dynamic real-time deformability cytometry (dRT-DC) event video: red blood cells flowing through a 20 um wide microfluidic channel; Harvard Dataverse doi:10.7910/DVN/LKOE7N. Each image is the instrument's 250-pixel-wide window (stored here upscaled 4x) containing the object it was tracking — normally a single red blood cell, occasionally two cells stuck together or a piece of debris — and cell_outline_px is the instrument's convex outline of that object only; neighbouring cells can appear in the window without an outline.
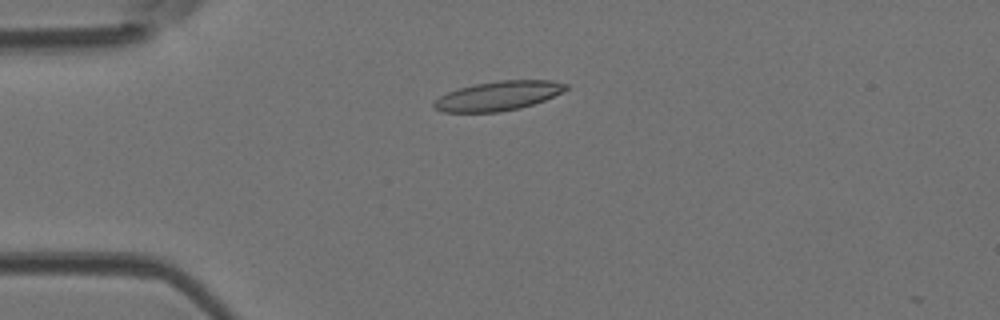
{"species": "Egyptian fruit bat (a non-hibernating species)", "species_latin": "Rousettus aegyptiacus", "temperature_condition": "room temperature", "stored_images_in_passage": 3, "camera_frame_rate_fps": 3000, "um_per_image_px": 0.085, "animal": {"sex": "female"}, "frame": {"image": 1, "passage_image": 2, "time_ms": 0.333, "image_size_px": [1000, 320], "cell_outline_px": [[568, 88], [564, 92], [544, 100], [520, 108], [500, 112], [444, 112], [436, 108], [432, 104], [440, 96], [448, 92], [460, 88], [476, 84], [500, 80], [552, 80], [568, 84]], "centroid_in_image_um": [42.4, 8.14], "position_along_channel_um": 42.6, "area_um2": 22.43}}